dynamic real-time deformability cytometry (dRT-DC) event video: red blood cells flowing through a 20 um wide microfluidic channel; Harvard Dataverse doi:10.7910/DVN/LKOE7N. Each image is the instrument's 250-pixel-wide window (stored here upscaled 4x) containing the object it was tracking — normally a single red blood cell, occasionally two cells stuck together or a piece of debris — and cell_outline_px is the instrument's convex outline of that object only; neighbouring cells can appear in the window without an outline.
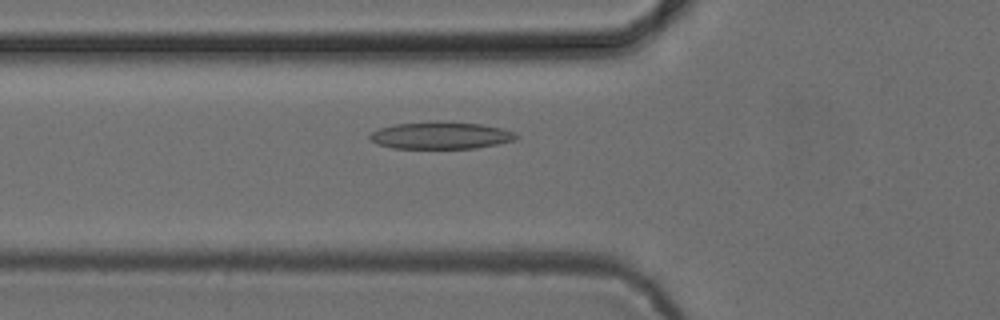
{"species": "common noctule bat (a hibernating species)", "species_latin": "Nyctalus noctula", "temperature_condition": "cold", "stored_images_in_passage": 38, "camera_frame_rate_fps": 3000, "um_per_image_px": 0.085, "animal": {"sex": "female", "body_mass_g": 24.6, "forearm_length_mm": 56.2}, "frame": {"image": 1, "passage_image": 11, "time_ms": 3.333, "image_size_px": [1000, 320], "cell_outline_px": [[520, 136], [516, 140], [476, 148], [392, 148], [376, 144], [368, 136], [372, 132], [380, 128], [396, 124], [440, 120], [480, 124], [500, 128], [516, 132]], "centroid_in_image_um": [37.49, 11.5], "position_along_channel_um": 88.3, "area_um2": 23.29}}
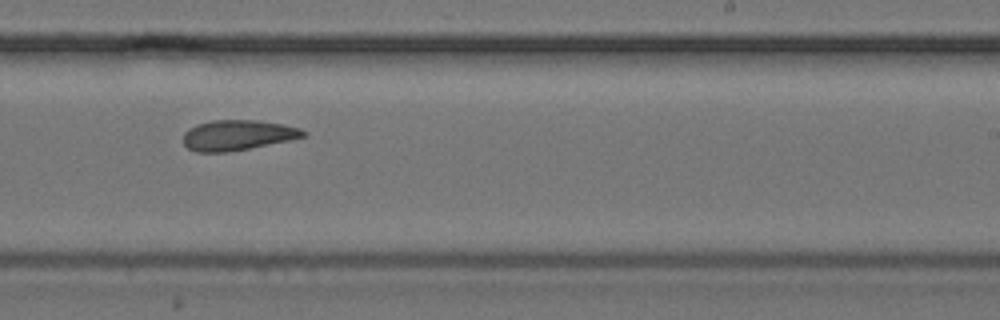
{"frame": {"image": 2, "passage_image": 25, "time_ms": 8.0, "image_size_px": [1000, 320], "cell_outline_px": [[308, 132], [304, 136], [288, 140], [228, 152], [196, 152], [188, 148], [184, 144], [184, 132], [188, 128], [196, 124], [212, 120], [256, 120], [280, 124], [300, 128]], "centroid_in_image_um": [20.15, 11.48], "position_along_channel_um": 268.9, "area_um2": 20.98}}
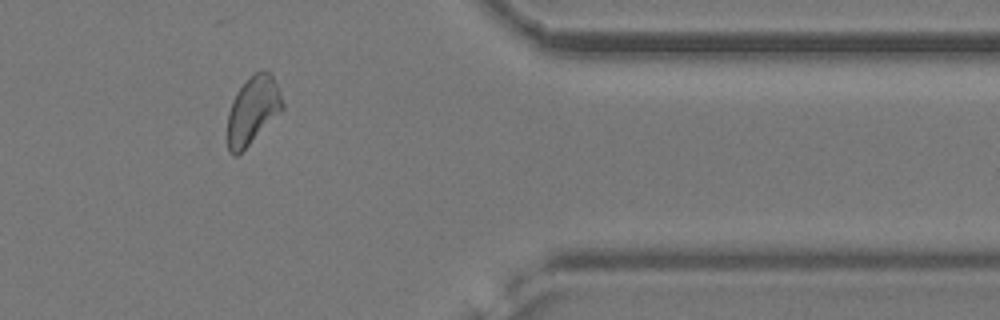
{"frame": {"image": 3, "passage_image": 36, "time_ms": 11.667, "image_size_px": [1000, 320], "cell_outline_px": [[284, 108], [236, 156], [232, 156], [228, 152], [228, 112], [232, 100], [236, 92], [260, 68], [272, 72], [280, 92], [284, 104]], "centroid_in_image_um": [21.49, 9.33], "position_along_channel_um": 389.9, "area_um2": 21.39}, "authors_computed_cell_mechanics": {"area_um2": 21.4727, "velocity_mm_per_s": 3.8589, "shape_relaxation_time_tau1_ms": 7.8199, "shape_relaxation_time_tau2_ms": 4.099, "deformation_change_tau1": 0.1845, "deformation_change_tau2": 0.1067}}